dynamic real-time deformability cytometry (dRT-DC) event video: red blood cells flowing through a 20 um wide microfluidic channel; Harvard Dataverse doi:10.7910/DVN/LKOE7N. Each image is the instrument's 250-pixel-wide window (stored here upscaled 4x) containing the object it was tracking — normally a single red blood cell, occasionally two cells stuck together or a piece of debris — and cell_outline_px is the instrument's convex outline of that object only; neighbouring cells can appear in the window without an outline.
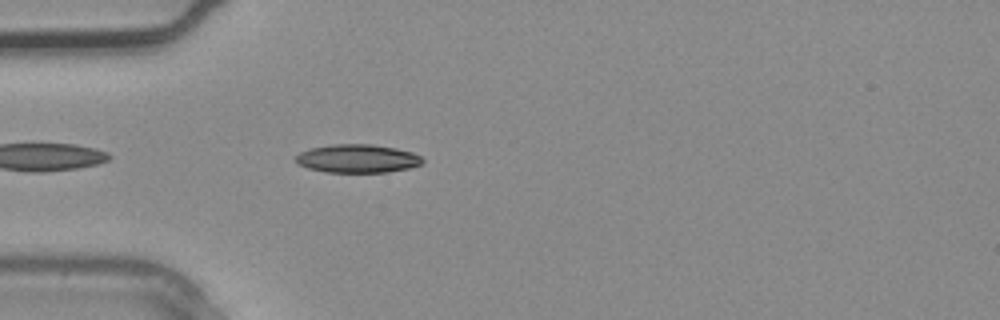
{"species": "common noctule bat (a hibernating species)", "species_latin": "Nyctalus noctula", "temperature_condition": "warm", "stored_images_in_passage": 2, "camera_frame_rate_fps": 3000, "um_per_image_px": 0.085, "animal": {"sex": "male", "body_mass_g": 20.4}, "frame": {"image": 1, "passage_image": 2, "time_ms": 0.333, "image_size_px": [1000, 320], "cell_outline_px": [[424, 164], [412, 168], [388, 172], [324, 172], [308, 168], [300, 164], [296, 160], [296, 156], [300, 152], [312, 148], [332, 144], [372, 144], [396, 148], [412, 152], [420, 156], [424, 160]], "centroid_in_image_um": [30.45, 13.48], "position_along_channel_um": 54.6, "area_um2": 21.04}}